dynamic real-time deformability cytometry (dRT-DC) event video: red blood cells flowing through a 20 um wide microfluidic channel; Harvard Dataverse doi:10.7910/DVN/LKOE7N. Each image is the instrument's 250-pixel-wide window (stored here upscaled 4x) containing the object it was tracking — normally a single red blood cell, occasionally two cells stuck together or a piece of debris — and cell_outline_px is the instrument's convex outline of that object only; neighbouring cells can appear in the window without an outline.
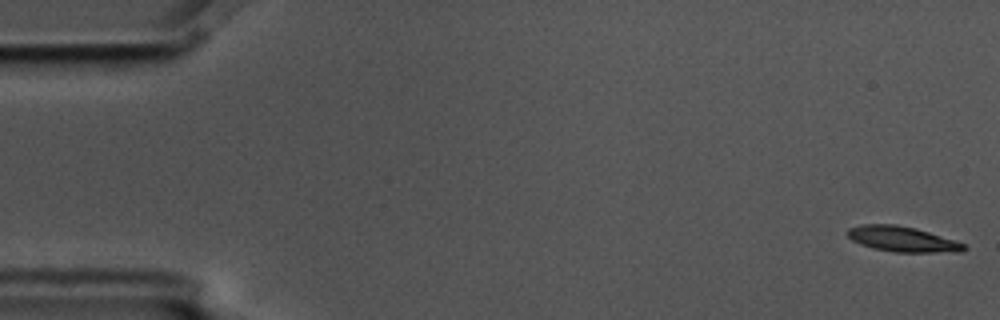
{"species": "common noctule bat (a hibernating species)", "species_latin": "Nyctalus noctula", "temperature_condition": "cold", "stored_images_in_passage": 7, "camera_frame_rate_fps": 3000, "um_per_image_px": 0.085, "animal": {"sex": "male", "body_mass_g": 17.5, "forearm_length_mm": 52.3}, "frame": {"image": 1, "passage_image": 1, "time_ms": 0.0, "image_size_px": [1000, 320], "cell_outline_px": [[968, 248], [960, 252], [896, 252], [876, 248], [860, 244], [852, 240], [844, 232], [848, 228], [860, 224], [896, 224], [916, 228], [956, 240], [964, 244]], "centroid_in_image_um": [76.69, 20.31], "position_along_channel_um": 8.3, "area_um2": 17.28}}
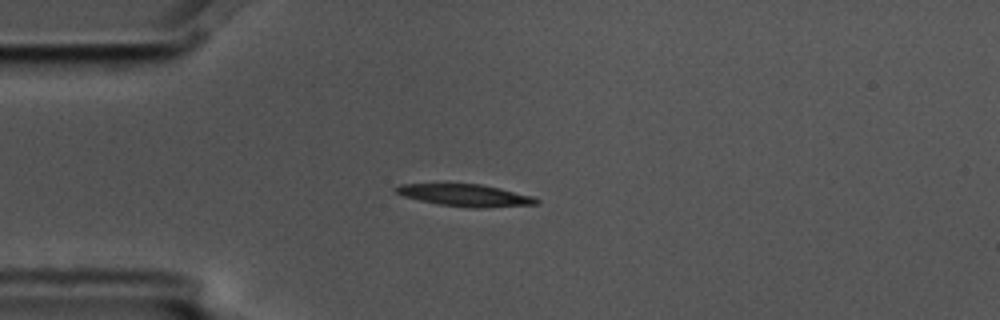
{"frame": {"image": 2, "passage_image": 5, "time_ms": 1.333, "image_size_px": [1000, 320], "cell_outline_px": [[540, 200], [536, 204], [484, 208], [472, 208], [440, 204], [420, 200], [404, 196], [396, 192], [392, 188], [400, 184], [480, 184], [500, 188], [532, 196]], "centroid_in_image_um": [39.55, 16.6], "position_along_channel_um": 45.4, "area_um2": 17.86}}
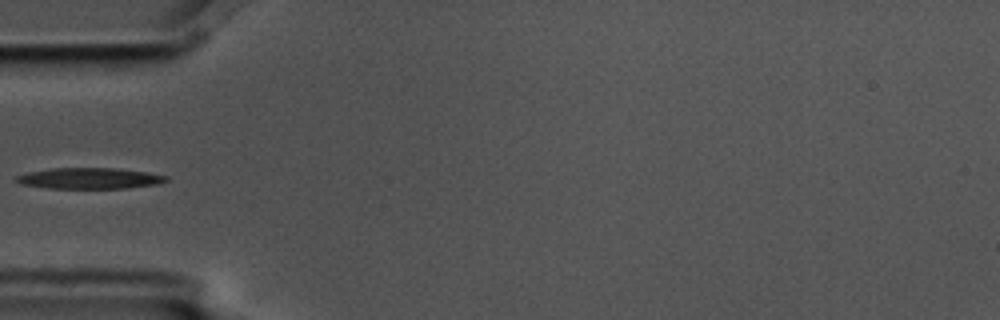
{"frame": {"image": 3, "passage_image": 6, "time_ms": 1.667, "image_size_px": [1000, 320], "cell_outline_px": [[168, 180], [156, 184], [128, 188], [48, 188], [20, 184], [16, 180], [16, 176], [28, 172], [52, 168], [116, 168], [148, 172], [168, 176]], "centroid_in_image_um": [7.62, 15.15], "position_along_channel_um": 77.4, "area_um2": 18.26}}